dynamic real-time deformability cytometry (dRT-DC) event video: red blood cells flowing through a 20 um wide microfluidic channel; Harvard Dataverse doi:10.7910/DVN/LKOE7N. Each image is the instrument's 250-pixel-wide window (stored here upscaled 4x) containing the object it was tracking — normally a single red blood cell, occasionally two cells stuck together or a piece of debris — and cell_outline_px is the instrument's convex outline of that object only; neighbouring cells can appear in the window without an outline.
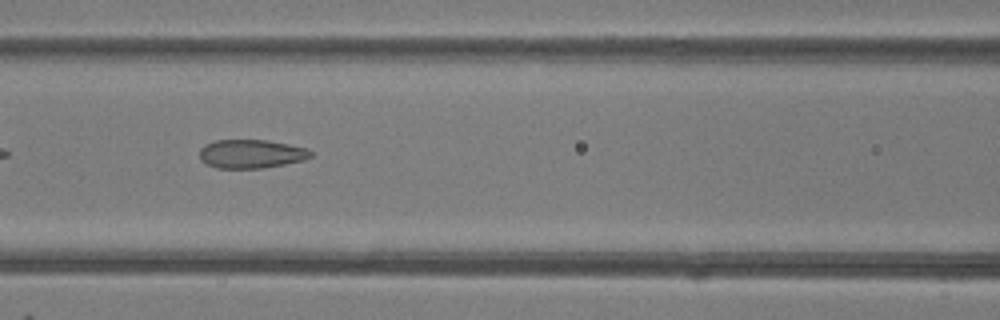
{"species": "common noctule bat (a hibernating species)", "species_latin": "Nyctalus noctula", "temperature_condition": "room temperature", "stored_images_in_passage": 33, "camera_frame_rate_fps": 3000, "um_per_image_px": 0.085, "animal": {"sex": "female"}, "frame": {"image": 1, "passage_image": 6, "time_ms": 1.667, "image_size_px": [1000, 320], "cell_outline_px": [[312, 156], [304, 160], [284, 164], [260, 168], [216, 168], [200, 160], [200, 148], [204, 144], [216, 140], [268, 140], [308, 148], [312, 152]], "centroid_in_image_um": [21.35, 13.07], "position_along_channel_um": 145.3, "area_um2": 18.61}}
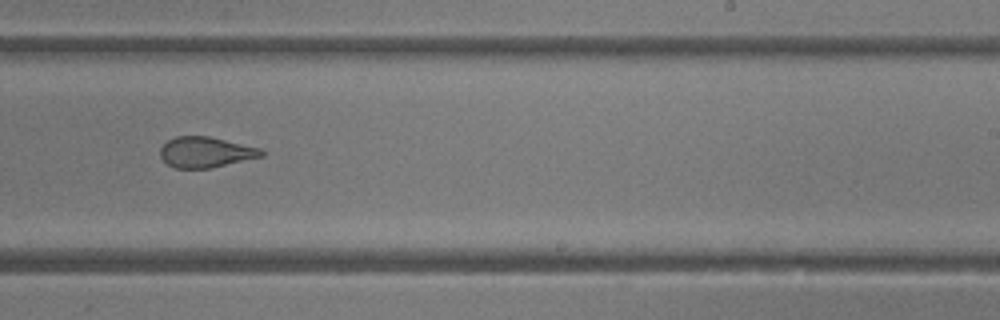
{"frame": {"image": 2, "passage_image": 15, "time_ms": 4.667, "image_size_px": [1000, 320], "cell_outline_px": [[264, 156], [212, 168], [176, 168], [168, 164], [160, 156], [160, 148], [168, 140], [176, 136], [208, 136], [260, 148], [264, 152]], "centroid_in_image_um": [17.49, 12.94], "position_along_channel_um": 271.5, "area_um2": 17.98}}